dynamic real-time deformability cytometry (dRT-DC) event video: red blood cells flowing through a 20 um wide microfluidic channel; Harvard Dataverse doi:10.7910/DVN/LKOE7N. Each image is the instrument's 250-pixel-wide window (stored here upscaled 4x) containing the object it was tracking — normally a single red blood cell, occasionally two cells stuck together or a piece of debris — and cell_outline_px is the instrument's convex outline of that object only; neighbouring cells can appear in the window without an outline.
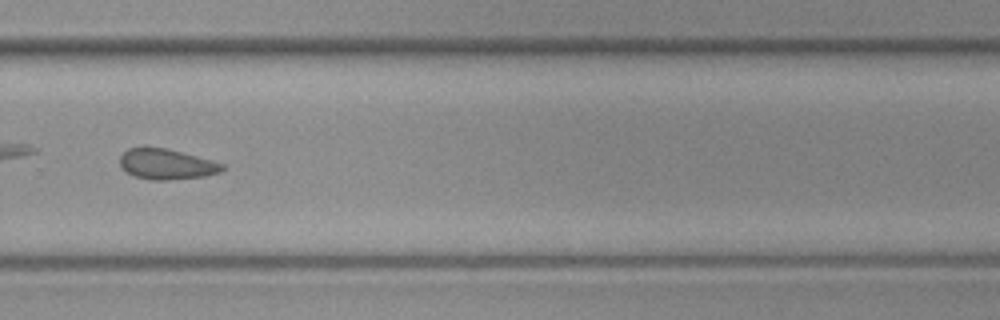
{"species": "common noctule bat (a hibernating species)", "species_latin": "Nyctalus noctula", "temperature_condition": "cold", "stored_images_in_passage": 32, "camera_frame_rate_fps": 3000, "um_per_image_px": 0.085, "animal": {"sex": "female", "body_mass_g": 19.3, "forearm_length_mm": 54.1}, "frame": {"image": 1, "passage_image": 19, "time_ms": 6.0, "image_size_px": [1000, 320], "cell_outline_px": [[224, 168], [220, 172], [204, 176], [168, 180], [148, 180], [136, 176], [120, 168], [120, 156], [128, 148], [144, 144], [168, 148], [224, 164]], "centroid_in_image_um": [14.08, 13.91], "position_along_channel_um": 315.7, "area_um2": 18.55}}